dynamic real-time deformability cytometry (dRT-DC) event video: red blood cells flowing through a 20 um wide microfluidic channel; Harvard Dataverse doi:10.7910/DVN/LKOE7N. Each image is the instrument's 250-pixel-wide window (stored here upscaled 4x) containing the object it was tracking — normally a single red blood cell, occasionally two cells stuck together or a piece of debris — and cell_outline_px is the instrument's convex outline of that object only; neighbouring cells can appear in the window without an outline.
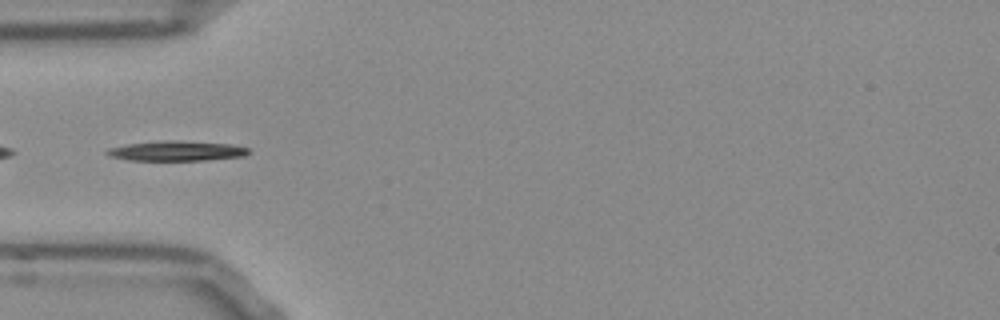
{"species": "Egyptian fruit bat (a non-hibernating species)", "species_latin": "Rousettus aegyptiacus", "temperature_condition": "room temperature", "stored_images_in_passage": 51, "segment_of_instrument_passage": [2, 2], "camera_frame_rate_fps": 3000, "um_per_image_px": 0.085, "frame": {"image": 1, "passage_image": 15, "time_ms": 4.667, "image_size_px": [1000, 320], "cell_outline_px": [[248, 152], [244, 156], [208, 160], [128, 160], [108, 156], [104, 152], [108, 148], [128, 144], [160, 140], [180, 140], [232, 144], [248, 148]], "centroid_in_image_um": [14.98, 12.82], "position_along_channel_um": 70.0, "area_um2": 16.59}}
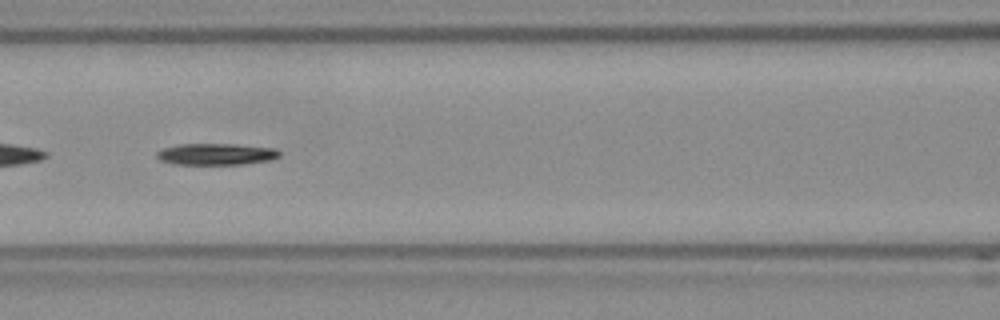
{"frame": {"image": 2, "passage_image": 21, "time_ms": 6.667, "image_size_px": [1000, 320], "cell_outline_px": [[280, 156], [272, 160], [244, 164], [176, 164], [160, 160], [156, 156], [156, 152], [164, 148], [180, 144], [232, 144], [276, 148], [280, 152]], "centroid_in_image_um": [18.41, 13.1], "position_along_channel_um": 148.2, "area_um2": 15.37}}
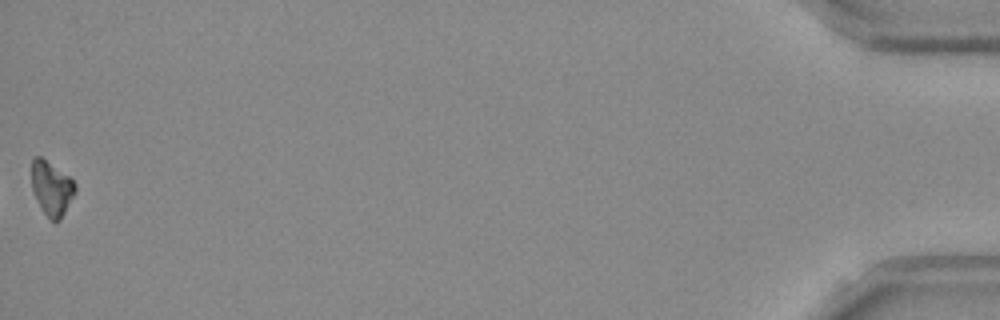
{"frame": {"image": 3, "passage_image": 51, "time_ms": 16.667, "image_size_px": [1000, 320], "cell_outline_px": [[76, 192], [60, 220], [56, 224], [44, 212], [32, 188], [32, 160], [36, 156], [40, 156], [68, 176], [76, 184]], "centroid_in_image_um": [4.41, 16.01], "position_along_channel_um": 430.8, "area_um2": 13.41}}